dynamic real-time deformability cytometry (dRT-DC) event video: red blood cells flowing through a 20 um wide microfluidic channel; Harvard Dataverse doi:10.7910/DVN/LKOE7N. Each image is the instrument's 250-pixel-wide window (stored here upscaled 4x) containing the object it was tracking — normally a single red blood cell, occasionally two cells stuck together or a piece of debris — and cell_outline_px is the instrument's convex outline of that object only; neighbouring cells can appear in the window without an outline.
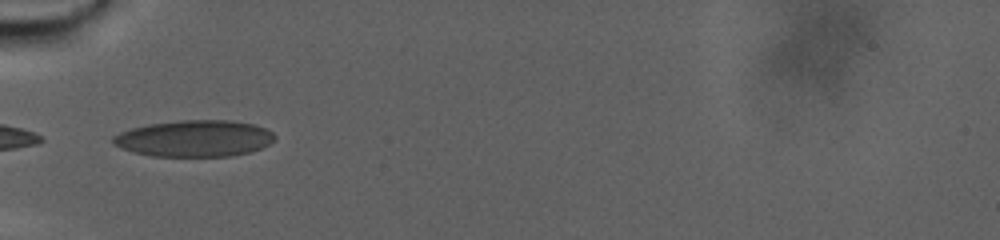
{"species": "human", "species_latin": "Homo sapiens", "temperature_condition": "warm", "stored_images_in_passage": 60, "camera_frame_rate_fps": 3000, "um_per_image_px": 0.085, "donor": {"sex": "male"}, "frame": {"image": 1, "passage_image": 1, "time_ms": 0.0, "image_size_px": [1000, 240], "cell_outline_px": [[276, 140], [260, 148], [248, 152], [232, 156], [152, 156], [120, 148], [112, 144], [112, 136], [120, 132], [132, 128], [148, 124], [180, 120], [228, 120], [252, 124], [264, 128], [272, 132], [276, 136]], "centroid_in_image_um": [16.51, 11.76], "position_along_channel_um": 68.5, "area_um2": 34.33}}
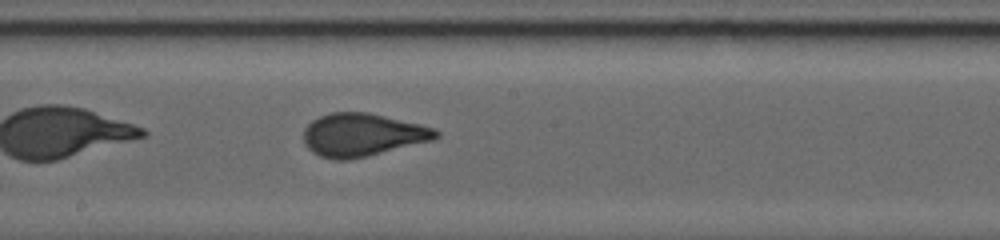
{"frame": {"image": 2, "passage_image": 21, "time_ms": 6.667, "image_size_px": [1000, 240], "cell_outline_px": [[440, 136], [432, 140], [368, 156], [348, 160], [332, 160], [320, 156], [312, 152], [304, 144], [304, 128], [312, 120], [320, 116], [332, 112], [368, 112], [420, 124], [436, 128], [440, 132]], "centroid_in_image_um": [30.79, 11.46], "position_along_channel_um": 217.4, "area_um2": 33.23}}
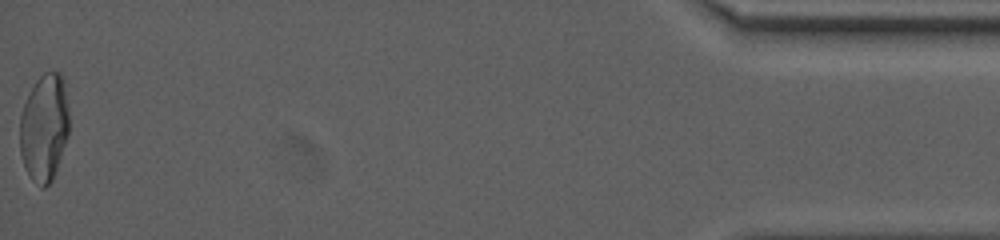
{"frame": {"image": 3, "passage_image": 60, "time_ms": 19.667, "image_size_px": [1000, 240], "cell_outline_px": [[68, 136], [52, 180], [44, 188], [40, 188], [32, 180], [24, 164], [20, 152], [20, 116], [24, 104], [36, 80], [44, 72], [60, 72], [64, 76], [68, 108]], "centroid_in_image_um": [3.77, 10.82], "position_along_channel_um": 431.4, "area_um2": 30.81}}